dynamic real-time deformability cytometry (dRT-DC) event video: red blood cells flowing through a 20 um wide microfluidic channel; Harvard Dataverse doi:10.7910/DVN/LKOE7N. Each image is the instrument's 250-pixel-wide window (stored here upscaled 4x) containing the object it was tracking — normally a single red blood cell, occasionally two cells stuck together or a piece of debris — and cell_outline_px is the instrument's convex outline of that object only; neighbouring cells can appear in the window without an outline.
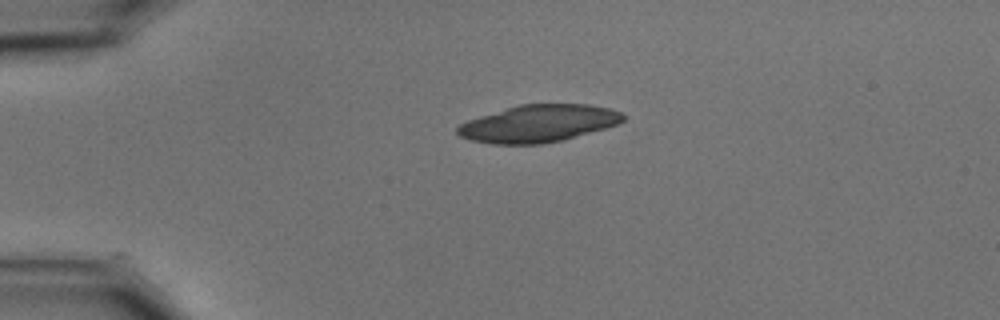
{"species": "common noctule bat (a hibernating species)", "species_latin": "Nyctalus noctula", "temperature_condition": "cold", "stored_images_in_passage": 44, "camera_frame_rate_fps": 3000, "um_per_image_px": 0.085, "animal": {"sex": "male", "body_mass_g": 15.6}, "frame": {"image": 1, "passage_image": 1, "time_ms": 0.0, "image_size_px": [1000, 320], "cell_outline_px": [[624, 120], [616, 124], [604, 128], [564, 140], [540, 144], [492, 144], [472, 140], [460, 136], [456, 132], [456, 128], [460, 124], [468, 120], [480, 116], [520, 104], [588, 104], [608, 108], [620, 112], [624, 116]], "centroid_in_image_um": [45.75, 10.5], "position_along_channel_um": 39.3, "area_um2": 35.66}}